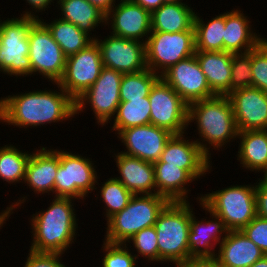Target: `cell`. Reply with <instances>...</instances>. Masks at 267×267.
<instances>
[{"label":"cell","mask_w":267,"mask_h":267,"mask_svg":"<svg viewBox=\"0 0 267 267\" xmlns=\"http://www.w3.org/2000/svg\"><path fill=\"white\" fill-rule=\"evenodd\" d=\"M215 259L221 267H250L266 255L240 231H228L217 247Z\"/></svg>","instance_id":"obj_23"},{"label":"cell","mask_w":267,"mask_h":267,"mask_svg":"<svg viewBox=\"0 0 267 267\" xmlns=\"http://www.w3.org/2000/svg\"><path fill=\"white\" fill-rule=\"evenodd\" d=\"M156 194L165 197L169 202H188L187 189L195 179L178 166L167 165L165 162H154Z\"/></svg>","instance_id":"obj_26"},{"label":"cell","mask_w":267,"mask_h":267,"mask_svg":"<svg viewBox=\"0 0 267 267\" xmlns=\"http://www.w3.org/2000/svg\"><path fill=\"white\" fill-rule=\"evenodd\" d=\"M28 41L31 75L39 73L52 84L58 83L64 74L66 56L42 20L33 25Z\"/></svg>","instance_id":"obj_10"},{"label":"cell","mask_w":267,"mask_h":267,"mask_svg":"<svg viewBox=\"0 0 267 267\" xmlns=\"http://www.w3.org/2000/svg\"><path fill=\"white\" fill-rule=\"evenodd\" d=\"M25 1L26 3H29L28 5L31 6L32 11H27V9H25L26 11H23L22 12L23 14L20 13V15L39 18V16L36 15V13L48 10L49 5H52L51 2L55 0H25Z\"/></svg>","instance_id":"obj_43"},{"label":"cell","mask_w":267,"mask_h":267,"mask_svg":"<svg viewBox=\"0 0 267 267\" xmlns=\"http://www.w3.org/2000/svg\"><path fill=\"white\" fill-rule=\"evenodd\" d=\"M56 2L59 5L57 9L61 10L60 16L62 15L59 18L71 22L88 35H91V31L94 32V29L100 26L99 24L107 26L106 14L88 0H57Z\"/></svg>","instance_id":"obj_29"},{"label":"cell","mask_w":267,"mask_h":267,"mask_svg":"<svg viewBox=\"0 0 267 267\" xmlns=\"http://www.w3.org/2000/svg\"><path fill=\"white\" fill-rule=\"evenodd\" d=\"M40 20H43L42 22L48 27L66 57L78 53L95 39V35L91 37L71 22L61 18L54 19L50 23H46L41 17Z\"/></svg>","instance_id":"obj_30"},{"label":"cell","mask_w":267,"mask_h":267,"mask_svg":"<svg viewBox=\"0 0 267 267\" xmlns=\"http://www.w3.org/2000/svg\"><path fill=\"white\" fill-rule=\"evenodd\" d=\"M157 233L159 263L177 265L189 259L190 203L168 202L159 213Z\"/></svg>","instance_id":"obj_4"},{"label":"cell","mask_w":267,"mask_h":267,"mask_svg":"<svg viewBox=\"0 0 267 267\" xmlns=\"http://www.w3.org/2000/svg\"><path fill=\"white\" fill-rule=\"evenodd\" d=\"M93 165L89 158L81 154H72L60 149L59 166L54 181V197L83 200L94 189L96 190L99 177L95 169L96 165Z\"/></svg>","instance_id":"obj_8"},{"label":"cell","mask_w":267,"mask_h":267,"mask_svg":"<svg viewBox=\"0 0 267 267\" xmlns=\"http://www.w3.org/2000/svg\"><path fill=\"white\" fill-rule=\"evenodd\" d=\"M241 231L267 255V219L256 216Z\"/></svg>","instance_id":"obj_40"},{"label":"cell","mask_w":267,"mask_h":267,"mask_svg":"<svg viewBox=\"0 0 267 267\" xmlns=\"http://www.w3.org/2000/svg\"><path fill=\"white\" fill-rule=\"evenodd\" d=\"M92 5L97 6L101 11L107 14L116 4V0H88Z\"/></svg>","instance_id":"obj_47"},{"label":"cell","mask_w":267,"mask_h":267,"mask_svg":"<svg viewBox=\"0 0 267 267\" xmlns=\"http://www.w3.org/2000/svg\"><path fill=\"white\" fill-rule=\"evenodd\" d=\"M240 139L237 160L247 170L267 171V130H246L238 133Z\"/></svg>","instance_id":"obj_27"},{"label":"cell","mask_w":267,"mask_h":267,"mask_svg":"<svg viewBox=\"0 0 267 267\" xmlns=\"http://www.w3.org/2000/svg\"><path fill=\"white\" fill-rule=\"evenodd\" d=\"M129 1H134V0H121V2H129Z\"/></svg>","instance_id":"obj_51"},{"label":"cell","mask_w":267,"mask_h":267,"mask_svg":"<svg viewBox=\"0 0 267 267\" xmlns=\"http://www.w3.org/2000/svg\"><path fill=\"white\" fill-rule=\"evenodd\" d=\"M250 267H267V255H264L261 259H259L258 261H256Z\"/></svg>","instance_id":"obj_48"},{"label":"cell","mask_w":267,"mask_h":267,"mask_svg":"<svg viewBox=\"0 0 267 267\" xmlns=\"http://www.w3.org/2000/svg\"><path fill=\"white\" fill-rule=\"evenodd\" d=\"M258 179L259 182L255 183L256 213L257 216L267 219V182Z\"/></svg>","instance_id":"obj_42"},{"label":"cell","mask_w":267,"mask_h":267,"mask_svg":"<svg viewBox=\"0 0 267 267\" xmlns=\"http://www.w3.org/2000/svg\"><path fill=\"white\" fill-rule=\"evenodd\" d=\"M148 99L150 124L165 128L172 134L187 133L188 104L161 77L152 86Z\"/></svg>","instance_id":"obj_12"},{"label":"cell","mask_w":267,"mask_h":267,"mask_svg":"<svg viewBox=\"0 0 267 267\" xmlns=\"http://www.w3.org/2000/svg\"><path fill=\"white\" fill-rule=\"evenodd\" d=\"M122 76V73L114 69L103 67L96 82L75 100L76 115L84 112L86 105L90 104L98 125L104 127L112 122L121 102Z\"/></svg>","instance_id":"obj_11"},{"label":"cell","mask_w":267,"mask_h":267,"mask_svg":"<svg viewBox=\"0 0 267 267\" xmlns=\"http://www.w3.org/2000/svg\"><path fill=\"white\" fill-rule=\"evenodd\" d=\"M195 121V122H194ZM197 124L199 139L195 142L211 159L210 150H220L238 137V128L231 102L225 95L195 101L188 105V125ZM202 141V142H201ZM213 147V149H210Z\"/></svg>","instance_id":"obj_3"},{"label":"cell","mask_w":267,"mask_h":267,"mask_svg":"<svg viewBox=\"0 0 267 267\" xmlns=\"http://www.w3.org/2000/svg\"><path fill=\"white\" fill-rule=\"evenodd\" d=\"M70 197H54L46 210L32 215L30 249L37 253L64 254L76 239L78 222ZM75 238V239H74Z\"/></svg>","instance_id":"obj_2"},{"label":"cell","mask_w":267,"mask_h":267,"mask_svg":"<svg viewBox=\"0 0 267 267\" xmlns=\"http://www.w3.org/2000/svg\"><path fill=\"white\" fill-rule=\"evenodd\" d=\"M175 267H221L215 258L188 259Z\"/></svg>","instance_id":"obj_44"},{"label":"cell","mask_w":267,"mask_h":267,"mask_svg":"<svg viewBox=\"0 0 267 267\" xmlns=\"http://www.w3.org/2000/svg\"><path fill=\"white\" fill-rule=\"evenodd\" d=\"M169 201L158 194L133 195L128 205L106 222L104 241L126 244L137 232L154 226Z\"/></svg>","instance_id":"obj_5"},{"label":"cell","mask_w":267,"mask_h":267,"mask_svg":"<svg viewBox=\"0 0 267 267\" xmlns=\"http://www.w3.org/2000/svg\"><path fill=\"white\" fill-rule=\"evenodd\" d=\"M163 4H168V3H182L183 0H162Z\"/></svg>","instance_id":"obj_49"},{"label":"cell","mask_w":267,"mask_h":267,"mask_svg":"<svg viewBox=\"0 0 267 267\" xmlns=\"http://www.w3.org/2000/svg\"><path fill=\"white\" fill-rule=\"evenodd\" d=\"M246 87H252L251 50L232 54L230 93Z\"/></svg>","instance_id":"obj_36"},{"label":"cell","mask_w":267,"mask_h":267,"mask_svg":"<svg viewBox=\"0 0 267 267\" xmlns=\"http://www.w3.org/2000/svg\"><path fill=\"white\" fill-rule=\"evenodd\" d=\"M212 213L220 217L228 231H240L256 216L255 183L231 185L197 198Z\"/></svg>","instance_id":"obj_6"},{"label":"cell","mask_w":267,"mask_h":267,"mask_svg":"<svg viewBox=\"0 0 267 267\" xmlns=\"http://www.w3.org/2000/svg\"><path fill=\"white\" fill-rule=\"evenodd\" d=\"M35 150L26 166L24 184L37 195L52 193L53 196L59 166V149H47L42 146Z\"/></svg>","instance_id":"obj_21"},{"label":"cell","mask_w":267,"mask_h":267,"mask_svg":"<svg viewBox=\"0 0 267 267\" xmlns=\"http://www.w3.org/2000/svg\"><path fill=\"white\" fill-rule=\"evenodd\" d=\"M31 153L22 152L14 145L0 147V178L6 183H23Z\"/></svg>","instance_id":"obj_33"},{"label":"cell","mask_w":267,"mask_h":267,"mask_svg":"<svg viewBox=\"0 0 267 267\" xmlns=\"http://www.w3.org/2000/svg\"><path fill=\"white\" fill-rule=\"evenodd\" d=\"M195 10L187 3H168L151 13V31L182 32L194 30Z\"/></svg>","instance_id":"obj_28"},{"label":"cell","mask_w":267,"mask_h":267,"mask_svg":"<svg viewBox=\"0 0 267 267\" xmlns=\"http://www.w3.org/2000/svg\"><path fill=\"white\" fill-rule=\"evenodd\" d=\"M186 133L173 134L166 142L161 157L156 162L185 169L196 181L211 171L210 159L202 152L195 140L185 139ZM188 139V140H187Z\"/></svg>","instance_id":"obj_19"},{"label":"cell","mask_w":267,"mask_h":267,"mask_svg":"<svg viewBox=\"0 0 267 267\" xmlns=\"http://www.w3.org/2000/svg\"><path fill=\"white\" fill-rule=\"evenodd\" d=\"M63 254L37 253L29 250L26 262L22 267H67L61 261Z\"/></svg>","instance_id":"obj_41"},{"label":"cell","mask_w":267,"mask_h":267,"mask_svg":"<svg viewBox=\"0 0 267 267\" xmlns=\"http://www.w3.org/2000/svg\"><path fill=\"white\" fill-rule=\"evenodd\" d=\"M128 244L103 241V259L101 267H136L138 261ZM130 250V251H129Z\"/></svg>","instance_id":"obj_38"},{"label":"cell","mask_w":267,"mask_h":267,"mask_svg":"<svg viewBox=\"0 0 267 267\" xmlns=\"http://www.w3.org/2000/svg\"><path fill=\"white\" fill-rule=\"evenodd\" d=\"M39 18H7L0 26V72L9 76H31L28 36Z\"/></svg>","instance_id":"obj_7"},{"label":"cell","mask_w":267,"mask_h":267,"mask_svg":"<svg viewBox=\"0 0 267 267\" xmlns=\"http://www.w3.org/2000/svg\"><path fill=\"white\" fill-rule=\"evenodd\" d=\"M126 243H133V247L136 249L135 251H137L138 254H134L136 259H138L141 255L143 258L147 259L149 263L154 262L155 264V262H159L157 233L154 226L144 228L137 232Z\"/></svg>","instance_id":"obj_37"},{"label":"cell","mask_w":267,"mask_h":267,"mask_svg":"<svg viewBox=\"0 0 267 267\" xmlns=\"http://www.w3.org/2000/svg\"><path fill=\"white\" fill-rule=\"evenodd\" d=\"M27 196H23L17 200V202H13L9 207L7 206L5 210H2L0 212V229H2L4 223H6L7 219H9L10 215L14 213L15 209L18 208V206L23 205L24 202H26ZM17 207V208H16ZM14 210V211H13Z\"/></svg>","instance_id":"obj_45"},{"label":"cell","mask_w":267,"mask_h":267,"mask_svg":"<svg viewBox=\"0 0 267 267\" xmlns=\"http://www.w3.org/2000/svg\"><path fill=\"white\" fill-rule=\"evenodd\" d=\"M252 87L267 93V39L251 50Z\"/></svg>","instance_id":"obj_39"},{"label":"cell","mask_w":267,"mask_h":267,"mask_svg":"<svg viewBox=\"0 0 267 267\" xmlns=\"http://www.w3.org/2000/svg\"><path fill=\"white\" fill-rule=\"evenodd\" d=\"M240 9L225 12L224 51L232 54L255 49L264 39L252 31L251 21Z\"/></svg>","instance_id":"obj_24"},{"label":"cell","mask_w":267,"mask_h":267,"mask_svg":"<svg viewBox=\"0 0 267 267\" xmlns=\"http://www.w3.org/2000/svg\"><path fill=\"white\" fill-rule=\"evenodd\" d=\"M189 105L211 98L216 94L210 89L206 76L194 55L180 60L160 76Z\"/></svg>","instance_id":"obj_15"},{"label":"cell","mask_w":267,"mask_h":267,"mask_svg":"<svg viewBox=\"0 0 267 267\" xmlns=\"http://www.w3.org/2000/svg\"><path fill=\"white\" fill-rule=\"evenodd\" d=\"M262 179L267 182V171L264 173Z\"/></svg>","instance_id":"obj_50"},{"label":"cell","mask_w":267,"mask_h":267,"mask_svg":"<svg viewBox=\"0 0 267 267\" xmlns=\"http://www.w3.org/2000/svg\"><path fill=\"white\" fill-rule=\"evenodd\" d=\"M159 78L158 74L148 68L136 73L123 74L120 85L121 102L148 97L152 86Z\"/></svg>","instance_id":"obj_34"},{"label":"cell","mask_w":267,"mask_h":267,"mask_svg":"<svg viewBox=\"0 0 267 267\" xmlns=\"http://www.w3.org/2000/svg\"><path fill=\"white\" fill-rule=\"evenodd\" d=\"M101 189H99L100 199L105 205V216L106 221L113 216L115 213L120 212L124 209L133 194L117 179L108 178L103 182Z\"/></svg>","instance_id":"obj_35"},{"label":"cell","mask_w":267,"mask_h":267,"mask_svg":"<svg viewBox=\"0 0 267 267\" xmlns=\"http://www.w3.org/2000/svg\"><path fill=\"white\" fill-rule=\"evenodd\" d=\"M196 12L194 19L196 51H224L225 12L207 23Z\"/></svg>","instance_id":"obj_31"},{"label":"cell","mask_w":267,"mask_h":267,"mask_svg":"<svg viewBox=\"0 0 267 267\" xmlns=\"http://www.w3.org/2000/svg\"><path fill=\"white\" fill-rule=\"evenodd\" d=\"M195 56L216 95L230 94L232 53L225 51H196Z\"/></svg>","instance_id":"obj_25"},{"label":"cell","mask_w":267,"mask_h":267,"mask_svg":"<svg viewBox=\"0 0 267 267\" xmlns=\"http://www.w3.org/2000/svg\"><path fill=\"white\" fill-rule=\"evenodd\" d=\"M198 203L206 213L210 214L212 220L206 221V218L204 220L202 218L201 221H198L194 215V208H191L190 205L189 259L215 258L216 245L218 246L226 237L228 229L220 217L209 211L201 201Z\"/></svg>","instance_id":"obj_20"},{"label":"cell","mask_w":267,"mask_h":267,"mask_svg":"<svg viewBox=\"0 0 267 267\" xmlns=\"http://www.w3.org/2000/svg\"><path fill=\"white\" fill-rule=\"evenodd\" d=\"M133 2L150 11L151 13L163 5L162 0H134Z\"/></svg>","instance_id":"obj_46"},{"label":"cell","mask_w":267,"mask_h":267,"mask_svg":"<svg viewBox=\"0 0 267 267\" xmlns=\"http://www.w3.org/2000/svg\"><path fill=\"white\" fill-rule=\"evenodd\" d=\"M114 160L121 176L114 177L133 195L156 194L155 168L153 163L118 151Z\"/></svg>","instance_id":"obj_22"},{"label":"cell","mask_w":267,"mask_h":267,"mask_svg":"<svg viewBox=\"0 0 267 267\" xmlns=\"http://www.w3.org/2000/svg\"><path fill=\"white\" fill-rule=\"evenodd\" d=\"M105 24L108 28L111 25L113 35L146 43L151 33V12L133 1H120L106 14Z\"/></svg>","instance_id":"obj_17"},{"label":"cell","mask_w":267,"mask_h":267,"mask_svg":"<svg viewBox=\"0 0 267 267\" xmlns=\"http://www.w3.org/2000/svg\"><path fill=\"white\" fill-rule=\"evenodd\" d=\"M103 67L114 69L122 74L136 73L147 68L146 44L108 35L105 39L95 37Z\"/></svg>","instance_id":"obj_14"},{"label":"cell","mask_w":267,"mask_h":267,"mask_svg":"<svg viewBox=\"0 0 267 267\" xmlns=\"http://www.w3.org/2000/svg\"><path fill=\"white\" fill-rule=\"evenodd\" d=\"M239 132L267 130V93L255 87L238 89L227 95Z\"/></svg>","instance_id":"obj_18"},{"label":"cell","mask_w":267,"mask_h":267,"mask_svg":"<svg viewBox=\"0 0 267 267\" xmlns=\"http://www.w3.org/2000/svg\"><path fill=\"white\" fill-rule=\"evenodd\" d=\"M145 44L147 68L159 76L196 52L194 30L174 33L151 31Z\"/></svg>","instance_id":"obj_9"},{"label":"cell","mask_w":267,"mask_h":267,"mask_svg":"<svg viewBox=\"0 0 267 267\" xmlns=\"http://www.w3.org/2000/svg\"><path fill=\"white\" fill-rule=\"evenodd\" d=\"M172 135L165 128L148 124L121 130L117 138L121 139L127 150L121 153L154 163L160 159L165 144Z\"/></svg>","instance_id":"obj_16"},{"label":"cell","mask_w":267,"mask_h":267,"mask_svg":"<svg viewBox=\"0 0 267 267\" xmlns=\"http://www.w3.org/2000/svg\"><path fill=\"white\" fill-rule=\"evenodd\" d=\"M55 84L58 91L45 88L1 97L0 121L20 129L63 122L76 116L75 100Z\"/></svg>","instance_id":"obj_1"},{"label":"cell","mask_w":267,"mask_h":267,"mask_svg":"<svg viewBox=\"0 0 267 267\" xmlns=\"http://www.w3.org/2000/svg\"><path fill=\"white\" fill-rule=\"evenodd\" d=\"M151 105L148 97L141 99H130L120 102L115 114L112 131L117 135L121 130L135 126L150 124Z\"/></svg>","instance_id":"obj_32"},{"label":"cell","mask_w":267,"mask_h":267,"mask_svg":"<svg viewBox=\"0 0 267 267\" xmlns=\"http://www.w3.org/2000/svg\"><path fill=\"white\" fill-rule=\"evenodd\" d=\"M103 68L100 50L95 41L76 54L66 57L59 86L74 100L91 87Z\"/></svg>","instance_id":"obj_13"}]
</instances>
